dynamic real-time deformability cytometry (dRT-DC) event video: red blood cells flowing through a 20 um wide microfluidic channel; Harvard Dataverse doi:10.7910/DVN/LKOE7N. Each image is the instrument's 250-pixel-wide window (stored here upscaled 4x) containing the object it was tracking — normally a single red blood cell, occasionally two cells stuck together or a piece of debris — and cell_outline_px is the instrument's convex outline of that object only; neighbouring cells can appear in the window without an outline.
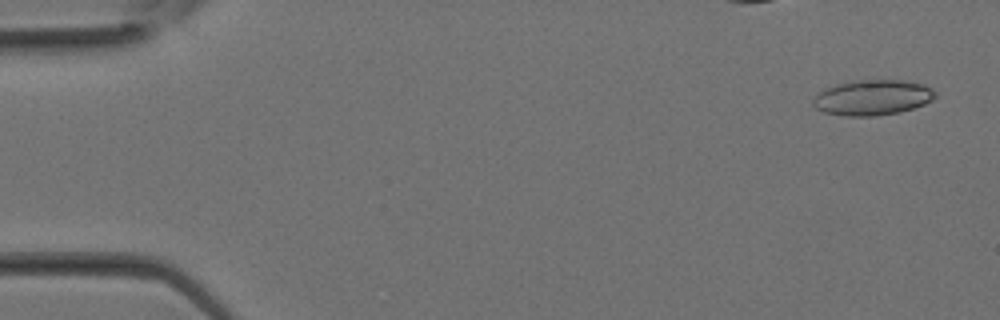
{"species": "Egyptian fruit bat (a non-hibernating species)", "species_latin": "Rousettus aegyptiacus", "temperature_condition": "room temperature", "stored_images_in_passage": 33, "camera_frame_rate_fps": 3000, "um_per_image_px": 0.085, "animal": {"sex": "female"}, "frame": {"image": 1, "passage_image": 2, "time_ms": 0.333, "image_size_px": [1000, 320], "cell_outline_px": [[936, 96], [932, 100], [924, 104], [912, 108], [896, 112], [876, 116], [844, 116], [824, 112], [816, 108], [812, 104], [812, 100], [824, 88], [836, 84], [856, 80], [904, 80], [924, 84], [932, 88], [936, 92]], "centroid_in_image_um": [74.16, 8.28], "position_along_channel_um": 10.8, "area_um2": 25.2}}
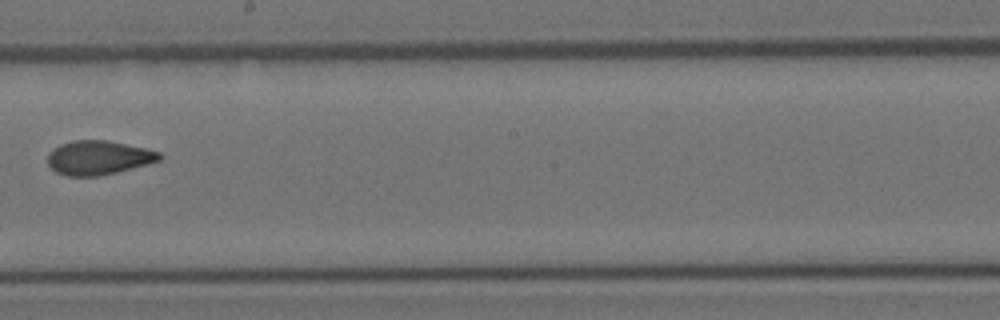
{"frame": {"image": 2, "passage_image": 19, "time_ms": 6.0, "image_size_px": [1000, 320], "cell_outline_px": [[164, 156], [160, 160], [148, 164], [100, 176], [68, 176], [56, 172], [48, 164], [48, 152], [52, 148], [60, 144], [72, 140], [108, 140], [144, 148], [160, 152]], "centroid_in_image_um": [8.36, 13.4], "position_along_channel_um": 239.8, "area_um2": 22.31}}
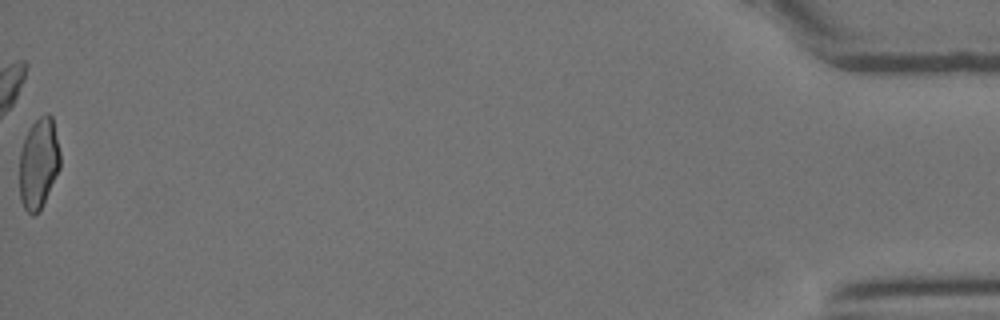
{"frame": {"image": 3, "passage_image": 33, "time_ms": 10.667, "image_size_px": [1000, 320], "cell_outline_px": [[60, 168], [40, 212], [32, 216], [24, 208], [20, 200], [20, 152], [24, 136], [28, 128], [40, 116], [48, 112], [52, 116], [60, 152]], "centroid_in_image_um": [3.28, 13.89], "position_along_channel_um": 431.9, "area_um2": 21.79}}